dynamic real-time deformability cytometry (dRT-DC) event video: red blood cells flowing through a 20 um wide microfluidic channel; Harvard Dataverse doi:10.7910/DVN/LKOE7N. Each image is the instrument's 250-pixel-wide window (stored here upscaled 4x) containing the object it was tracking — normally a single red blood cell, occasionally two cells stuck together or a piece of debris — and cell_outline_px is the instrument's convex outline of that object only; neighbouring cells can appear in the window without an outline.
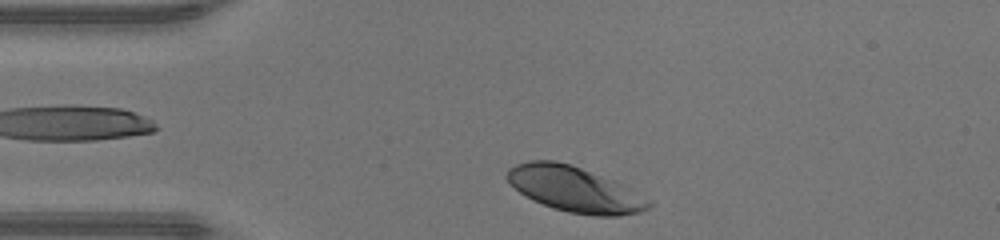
{"species": "human", "species_latin": "Homo sapiens", "temperature_condition": "warm", "stored_images_in_passage": 28, "camera_frame_rate_fps": 3000, "um_per_image_px": 0.085, "donor": {"sex": "male"}, "frame": {"image": 1, "passage_image": 1, "time_ms": 0.0, "image_size_px": [1000, 240], "cell_outline_px": [[652, 204], [648, 208], [640, 212], [616, 216], [596, 216], [568, 212], [552, 208], [532, 200], [520, 192], [504, 176], [508, 168], [516, 164], [528, 160], [556, 160], [572, 164], [612, 180], [652, 200]], "centroid_in_image_um": [48.82, 16.08], "position_along_channel_um": 36.2, "area_um2": 37.4}}
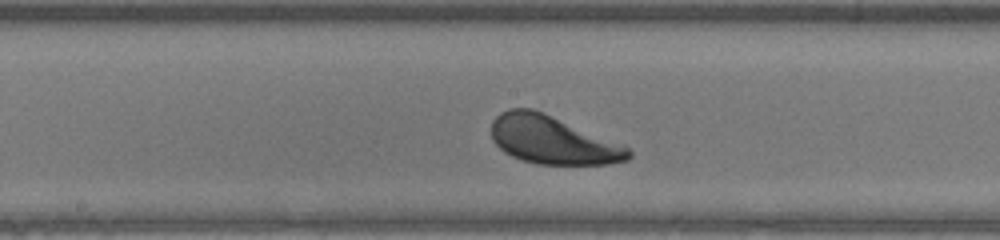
{"frame": {"image": 2, "passage_image": 15, "time_ms": 4.667, "image_size_px": [1000, 240], "cell_outline_px": [[632, 156], [628, 160], [608, 164], [536, 164], [512, 156], [504, 152], [492, 140], [492, 120], [500, 112], [508, 108], [532, 108], [624, 144], [632, 152]], "centroid_in_image_um": [46.98, 11.9], "position_along_channel_um": 201.2, "area_um2": 38.49}}
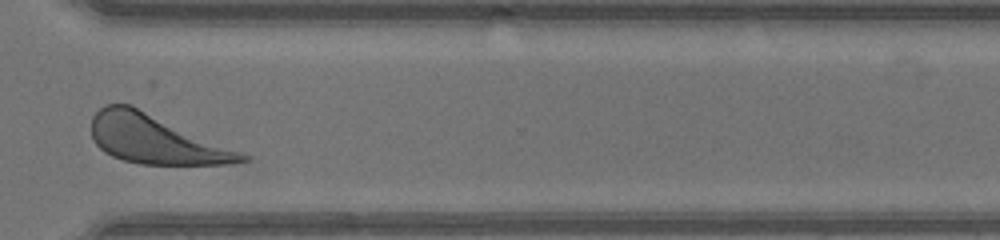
{"frame": {"image": 3, "passage_image": 26, "time_ms": 8.333, "image_size_px": [1000, 240], "cell_outline_px": [[248, 160], [228, 164], [140, 164], [124, 160], [112, 156], [104, 152], [92, 140], [92, 116], [104, 104], [132, 104], [240, 152], [248, 156]], "centroid_in_image_um": [13.15, 11.82], "position_along_channel_um": 357.4, "area_um2": 42.31}, "authors_computed_cell_mechanics": {"area_um2": 38.726, "velocity_mm_per_s": 4.2816, "shape_relaxation_time_tau1_ms": 0.921, "shape_relaxation_time_tau2_ms": 1.6161, "deformation_change_tau1": 0.1094, "deformation_change_tau2": 0.0756}}